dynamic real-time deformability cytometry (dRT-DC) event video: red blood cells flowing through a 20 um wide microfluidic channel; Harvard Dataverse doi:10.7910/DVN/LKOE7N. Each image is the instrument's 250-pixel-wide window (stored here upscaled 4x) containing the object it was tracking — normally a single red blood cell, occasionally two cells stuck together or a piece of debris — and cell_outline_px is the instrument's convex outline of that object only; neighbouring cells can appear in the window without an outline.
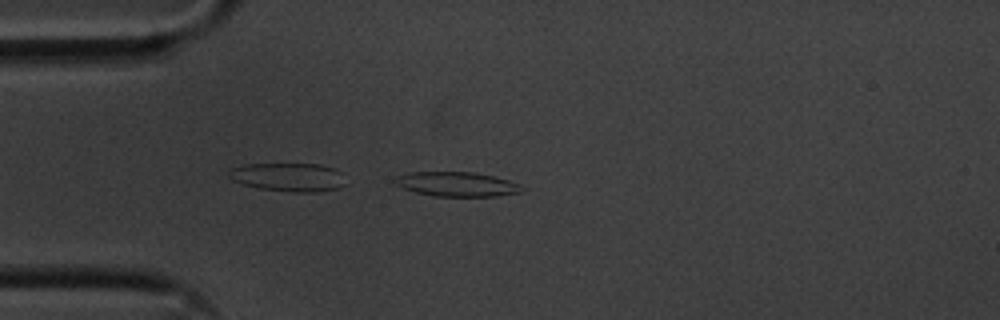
{"species": "common noctule bat (a hibernating species)", "species_latin": "Nyctalus noctula", "temperature_condition": "cold", "stored_images_in_passage": 42, "camera_frame_rate_fps": 3000, "um_per_image_px": 0.085, "animal": {"sex": "male", "body_mass_g": 20.1, "forearm_length_mm": 53.5}, "frame": {"image": 1, "passage_image": 1, "time_ms": 0.0, "image_size_px": [1000, 320], "cell_outline_px": [[524, 188], [520, 192], [496, 196], [436, 196], [416, 192], [404, 188], [396, 184], [392, 180], [396, 176], [412, 172], [472, 172], [492, 176], [508, 180], [520, 184]], "centroid_in_image_um": [38.82, 15.65], "position_along_channel_um": 46.2, "area_um2": 17.92}}
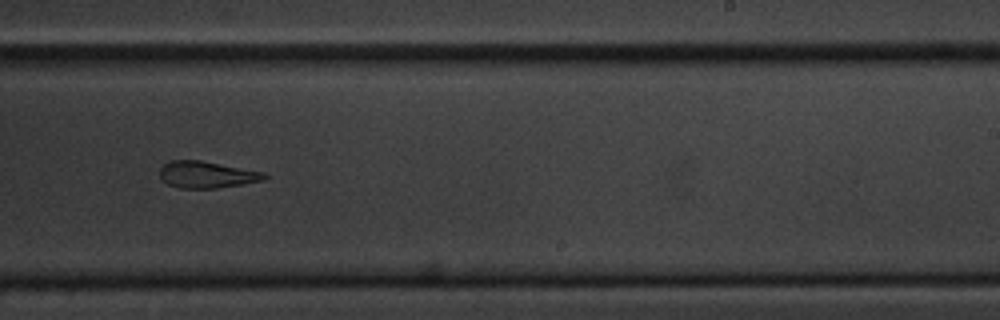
{"frame": {"image": 2, "passage_image": 21, "time_ms": 6.667, "image_size_px": [1000, 320], "cell_outline_px": [[268, 176], [264, 180], [216, 188], [180, 188], [168, 184], [160, 176], [160, 168], [164, 164], [172, 160], [200, 160], [264, 172]], "centroid_in_image_um": [17.57, 14.84], "position_along_channel_um": 271.4, "area_um2": 16.07}}
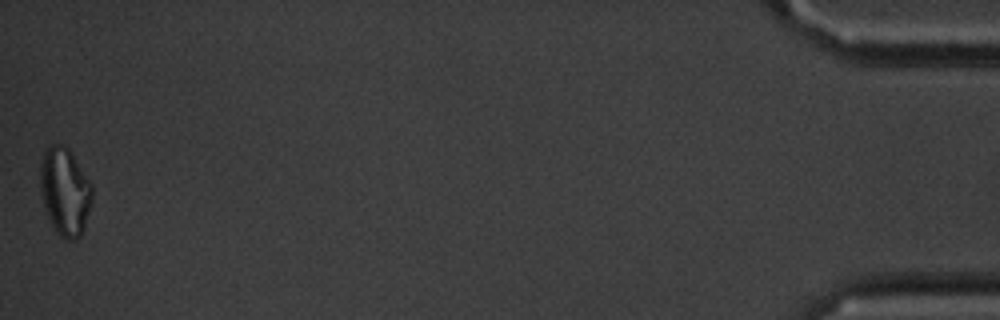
{"frame": {"image": 3, "passage_image": 42, "time_ms": 13.667, "image_size_px": [1000, 320], "cell_outline_px": [[92, 200], [84, 228], [80, 236], [72, 240], [68, 240], [60, 236], [56, 232], [48, 216], [40, 192], [40, 164], [44, 152], [48, 144], [64, 144], [72, 152], [92, 184]], "centroid_in_image_um": [5.52, 16.24], "position_along_channel_um": 429.7, "area_um2": 26.7}, "authors_computed_cell_mechanics": {"area_um2": 17.7446, "velocity_mm_per_s": 3.6049, "shape_relaxation_time_tau1_ms": 9.0253, "shape_relaxation_time_tau2_ms": 5.6751, "deformation_change_tau1": 0.1883, "deformation_change_tau2": 0.1627}}